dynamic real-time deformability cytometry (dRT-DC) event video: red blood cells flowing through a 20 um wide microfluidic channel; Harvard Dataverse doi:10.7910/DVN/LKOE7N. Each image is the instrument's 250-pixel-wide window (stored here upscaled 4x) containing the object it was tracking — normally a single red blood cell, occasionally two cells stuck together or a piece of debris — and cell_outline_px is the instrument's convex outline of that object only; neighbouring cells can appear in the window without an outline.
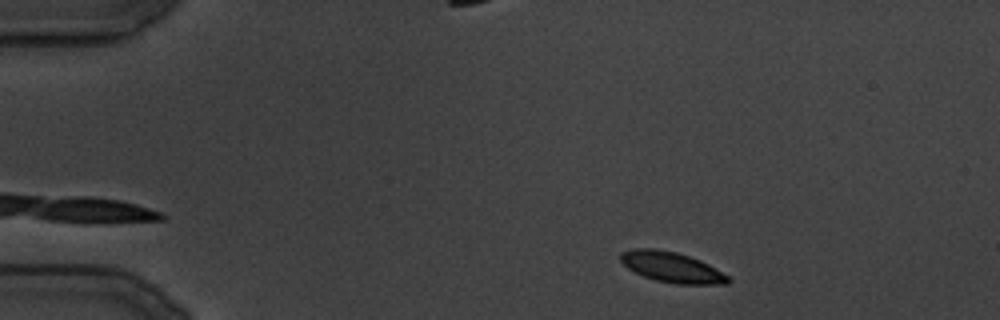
{"species": "common noctule bat (a hibernating species)", "species_latin": "Nyctalus noctula", "temperature_condition": "cold", "stored_images_in_passage": 31, "camera_frame_rate_fps": 3000, "um_per_image_px": 0.085, "animal": {"sex": "male", "body_mass_g": 19.5, "forearm_length_mm": 54.6}, "frame": {"image": 1, "passage_image": 9, "time_ms": 2.667, "image_size_px": [1000, 320], "cell_outline_px": [[732, 280], [728, 284], [676, 284], [656, 280], [644, 276], [628, 268], [620, 260], [620, 252], [636, 248], [652, 248], [676, 252], [700, 260], [708, 264], [728, 276]], "centroid_in_image_um": [57.1, 22.71], "position_along_channel_um": 27.9, "area_um2": 18.9}}
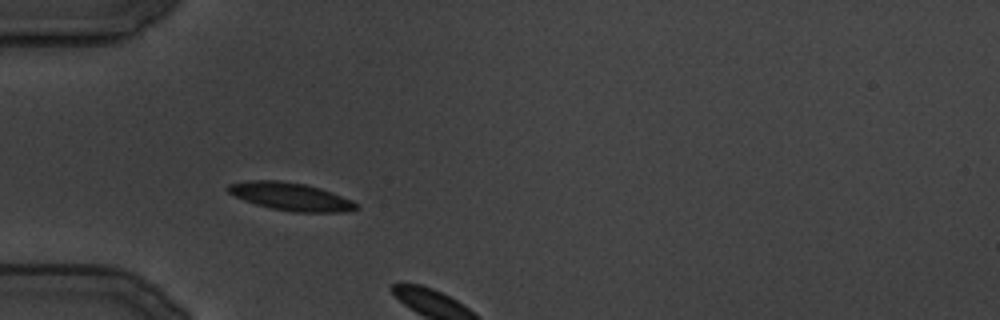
{"frame": {"image": 2, "passage_image": 28, "time_ms": 9.0, "image_size_px": [1000, 320], "cell_outline_px": [[356, 208], [348, 212], [292, 212], [272, 208], [256, 204], [244, 200], [228, 192], [228, 184], [252, 180], [280, 180], [304, 184], [320, 188], [352, 200], [356, 204]], "centroid_in_image_um": [24.71, 16.71], "position_along_channel_um": 60.3, "area_um2": 20.52}}